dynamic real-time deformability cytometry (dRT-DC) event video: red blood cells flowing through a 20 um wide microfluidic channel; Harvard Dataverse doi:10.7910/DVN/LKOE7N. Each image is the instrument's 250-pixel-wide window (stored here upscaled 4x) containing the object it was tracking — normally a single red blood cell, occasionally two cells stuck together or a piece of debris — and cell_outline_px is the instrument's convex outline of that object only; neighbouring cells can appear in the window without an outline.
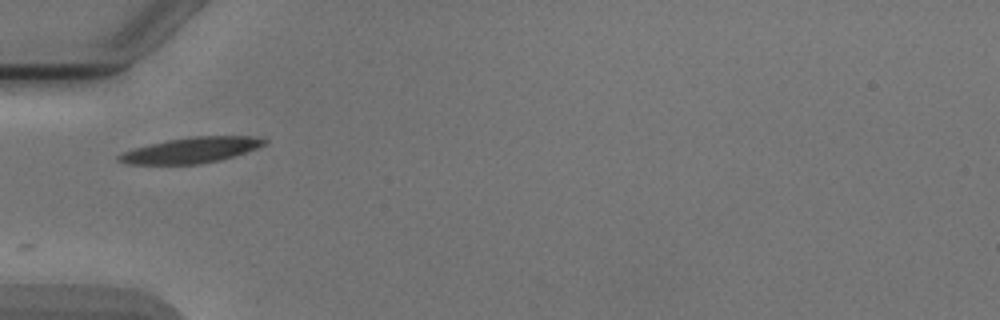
{"species": "Egyptian fruit bat (a non-hibernating species)", "species_latin": "Rousettus aegyptiacus", "temperature_condition": "cold", "stored_images_in_passage": 1, "camera_frame_rate_fps": 3000, "um_per_image_px": 0.085, "animal": {"sex": "male"}, "frame": {"image": 1, "passage_image": 1, "time_ms": 0.0, "image_size_px": [1000, 320], "cell_outline_px": [[268, 144], [220, 160], [200, 164], [128, 164], [116, 160], [116, 156], [132, 148], [168, 140], [192, 136], [248, 136], [268, 140]], "centroid_in_image_um": [16.22, 12.76], "position_along_channel_um": 68.8, "area_um2": 21.56}}